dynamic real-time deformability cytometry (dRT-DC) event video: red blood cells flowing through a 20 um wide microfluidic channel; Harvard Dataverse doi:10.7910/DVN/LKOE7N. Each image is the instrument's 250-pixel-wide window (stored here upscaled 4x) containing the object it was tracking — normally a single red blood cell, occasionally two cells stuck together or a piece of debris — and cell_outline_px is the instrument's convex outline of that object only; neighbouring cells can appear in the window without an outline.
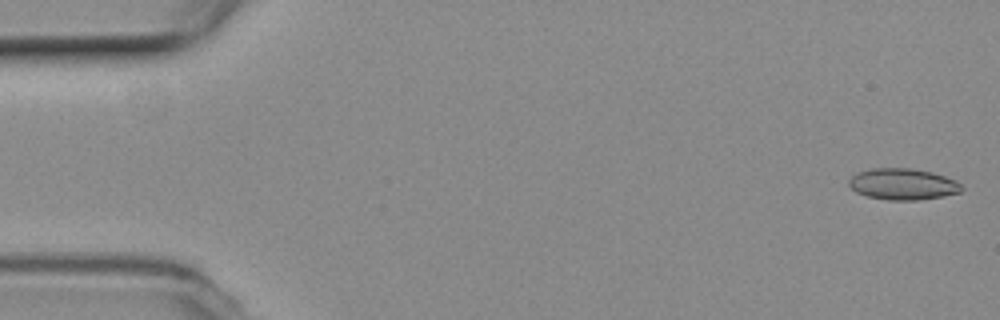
{"species": "common noctule bat (a hibernating species)", "species_latin": "Nyctalus noctula", "temperature_condition": "room temperature", "stored_images_in_passage": 54, "camera_frame_rate_fps": 3000, "um_per_image_px": 0.085, "animal": {"sex": "female", "body_mass_g": 19.3, "forearm_length_mm": 54.1}, "frame": {"image": 1, "passage_image": 1, "time_ms": 0.0, "image_size_px": [1000, 320], "cell_outline_px": [[964, 188], [960, 192], [920, 200], [888, 200], [868, 196], [856, 192], [848, 184], [848, 180], [856, 172], [872, 168], [912, 168], [932, 172], [956, 180]], "centroid_in_image_um": [76.73, 15.64], "position_along_channel_um": 8.3, "area_um2": 20.58}}
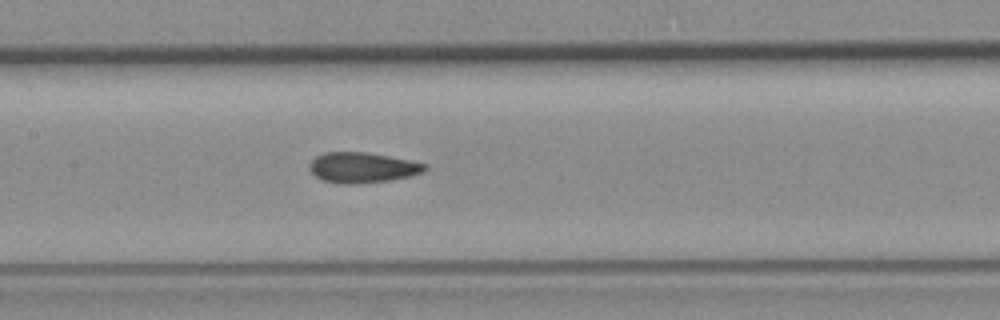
{"frame": {"image": 2, "passage_image": 25, "time_ms": 8.0, "image_size_px": [1000, 320], "cell_outline_px": [[428, 168], [424, 172], [412, 176], [388, 180], [360, 184], [340, 184], [324, 180], [316, 176], [308, 168], [312, 160], [316, 156], [324, 152], [364, 152], [412, 160], [428, 164]], "centroid_in_image_um": [30.84, 14.24], "position_along_channel_um": 176.6, "area_um2": 20.58}}
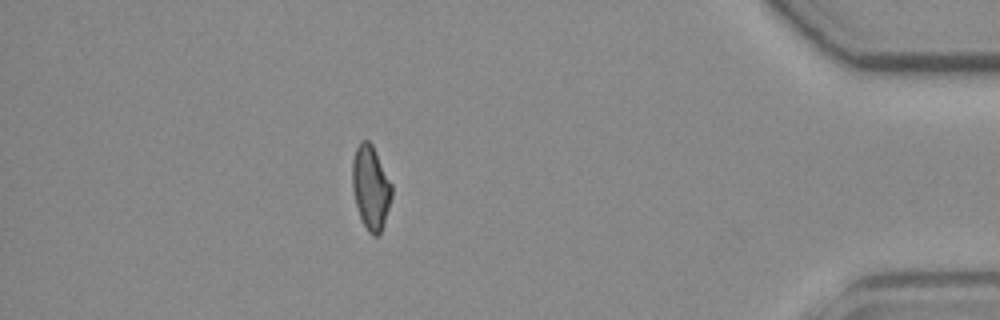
{"frame": {"image": 3, "passage_image": 47, "time_ms": 15.333, "image_size_px": [1000, 320], "cell_outline_px": [[392, 196], [384, 224], [380, 232], [376, 236], [372, 236], [368, 232], [360, 216], [356, 204], [352, 188], [352, 160], [356, 148], [360, 140], [368, 140], [372, 144], [392, 184]], "centroid_in_image_um": [31.51, 15.92], "position_along_channel_um": 403.7, "area_um2": 19.25}, "authors_computed_cell_mechanics": {"area_um2": 20.23, "velocity_mm_per_s": 3.7887, "shape_relaxation_time_tau1_ms": null, "shape_relaxation_time_tau2_ms": 1.7758, "deformation_change_tau1": null, "deformation_change_tau2": 0.0665}}